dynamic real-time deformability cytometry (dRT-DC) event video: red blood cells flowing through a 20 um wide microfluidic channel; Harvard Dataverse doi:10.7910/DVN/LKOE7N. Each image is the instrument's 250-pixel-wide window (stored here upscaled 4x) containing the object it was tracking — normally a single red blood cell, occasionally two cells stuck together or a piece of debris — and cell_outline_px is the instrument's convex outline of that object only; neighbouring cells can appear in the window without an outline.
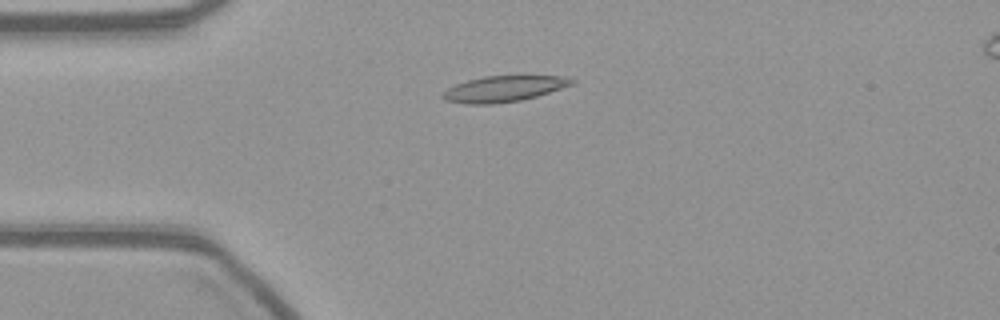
{"species": "common noctule bat (a hibernating species)", "species_latin": "Nyctalus noctula", "temperature_condition": "warm", "stored_images_in_passage": 36, "camera_frame_rate_fps": 3000, "um_per_image_px": 0.085, "animal": {"sex": "female", "body_mass_g": 21.9}, "frame": {"image": 1, "passage_image": 2, "time_ms": 0.333, "image_size_px": [1000, 320], "cell_outline_px": [[576, 84], [536, 96], [520, 100], [492, 104], [468, 104], [444, 100], [440, 96], [448, 88], [456, 84], [468, 80], [484, 76], [524, 72], [564, 76], [576, 80]], "centroid_in_image_um": [42.94, 7.48], "position_along_channel_um": 42.1, "area_um2": 20.58}}
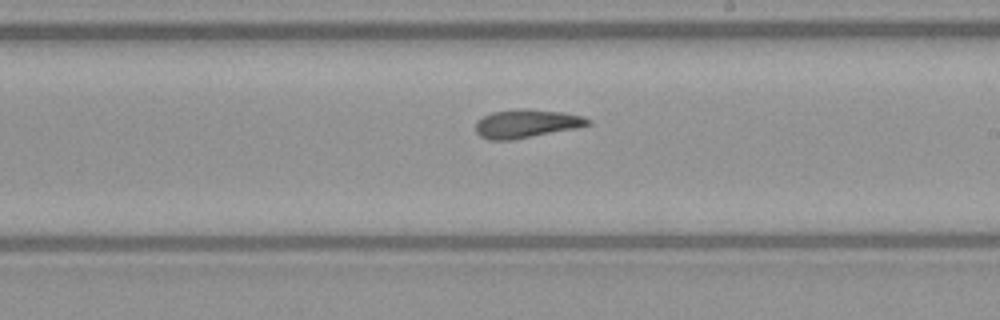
{"frame": {"image": 2, "passage_image": 20, "time_ms": 6.333, "image_size_px": [1000, 320], "cell_outline_px": [[592, 124], [576, 128], [512, 140], [488, 140], [480, 136], [476, 132], [476, 120], [492, 112], [516, 108], [520, 108], [560, 112], [584, 116], [592, 120]], "centroid_in_image_um": [44.74, 10.51], "position_along_channel_um": 244.3, "area_um2": 18.67}}
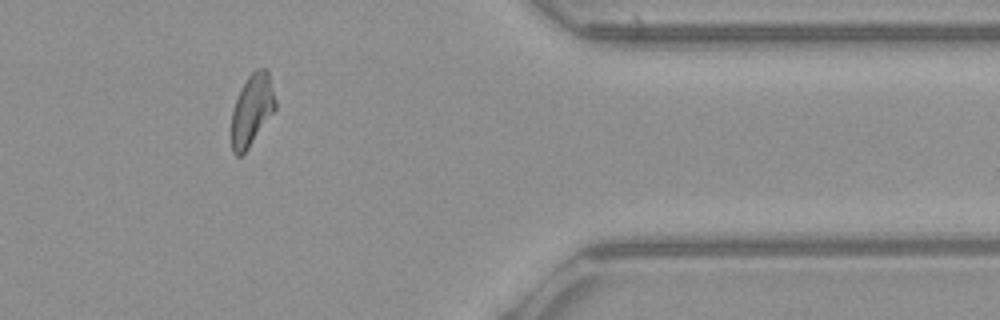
{"frame": {"image": 3, "passage_image": 34, "time_ms": 11.0, "image_size_px": [1000, 320], "cell_outline_px": [[276, 108], [248, 148], [240, 156], [236, 156], [232, 152], [232, 112], [236, 100], [248, 76], [256, 68], [268, 68], [276, 100]], "centroid_in_image_um": [21.43, 9.31], "position_along_channel_um": 390.0, "area_um2": 18.03}}